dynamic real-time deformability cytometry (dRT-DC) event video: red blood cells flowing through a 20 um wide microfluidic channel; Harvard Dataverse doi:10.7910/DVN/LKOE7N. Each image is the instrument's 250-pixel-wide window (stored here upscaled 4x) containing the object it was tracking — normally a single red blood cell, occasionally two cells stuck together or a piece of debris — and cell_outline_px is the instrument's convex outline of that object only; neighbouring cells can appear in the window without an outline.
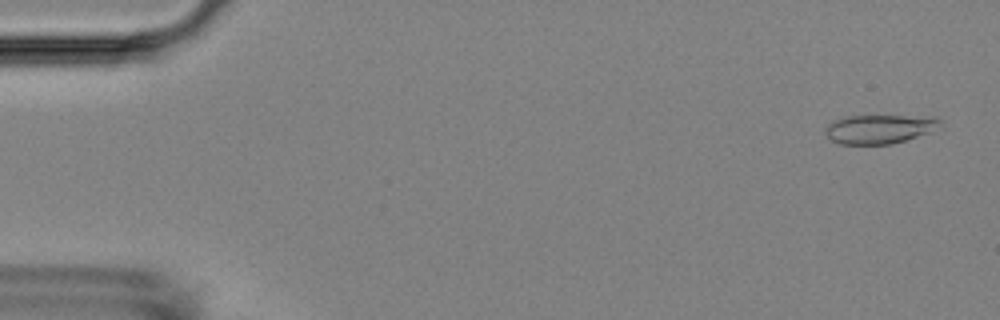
{"species": "Egyptian fruit bat (a non-hibernating species)", "species_latin": "Rousettus aegyptiacus", "temperature_condition": "room temperature", "stored_images_in_passage": 55, "camera_frame_rate_fps": 3000, "um_per_image_px": 0.085, "animal": {"sex": "female"}, "frame": {"image": 1, "passage_image": 2, "time_ms": 0.333, "image_size_px": [1000, 320], "cell_outline_px": [[940, 124], [928, 132], [892, 144], [840, 144], [832, 140], [824, 132], [824, 128], [828, 124], [836, 120], [848, 116], [936, 116], [940, 120]], "centroid_in_image_um": [74.71, 10.96], "position_along_channel_um": 10.3, "area_um2": 19.07}}
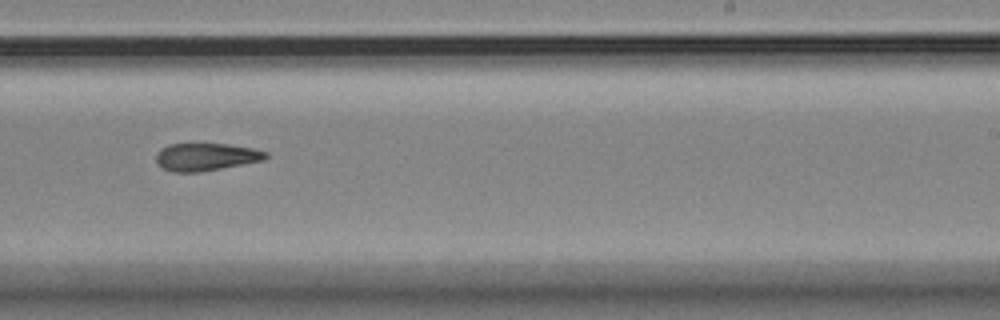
{"frame": {"image": 2, "passage_image": 34, "time_ms": 11.0, "image_size_px": [1000, 320], "cell_outline_px": [[268, 156], [264, 160], [200, 172], [172, 172], [160, 168], [156, 164], [156, 152], [160, 148], [168, 144], [228, 144], [252, 148], [268, 152]], "centroid_in_image_um": [17.45, 13.34], "position_along_channel_um": 271.5, "area_um2": 17.8}}
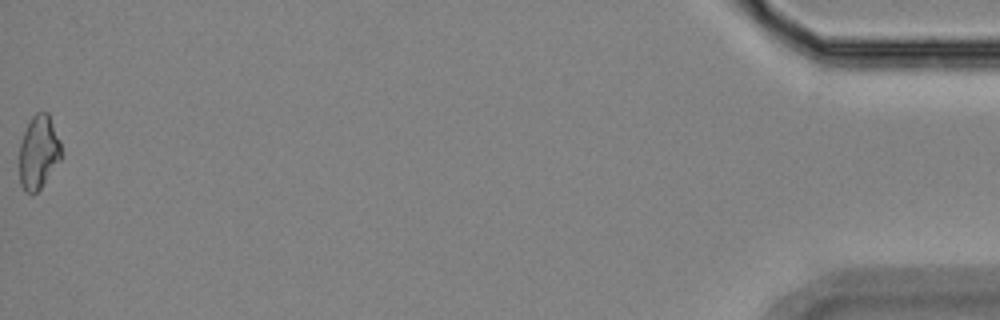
{"frame": {"image": 3, "passage_image": 55, "time_ms": 18.0, "image_size_px": [1000, 320], "cell_outline_px": [[60, 160], [40, 188], [32, 196], [24, 192], [20, 184], [20, 144], [24, 132], [32, 116], [36, 112], [48, 112], [60, 140]], "centroid_in_image_um": [3.26, 12.95], "position_along_channel_um": 431.9, "area_um2": 17.8}, "authors_computed_cell_mechanics": {"area_um2": 18.6694, "velocity_mm_per_s": 3.6375, "shape_relaxation_time_tau1_ms": 4.3164, "shape_relaxation_time_tau2_ms": 7.3546, "deformation_change_tau1": 0.1163, "deformation_change_tau2": 0.179}}